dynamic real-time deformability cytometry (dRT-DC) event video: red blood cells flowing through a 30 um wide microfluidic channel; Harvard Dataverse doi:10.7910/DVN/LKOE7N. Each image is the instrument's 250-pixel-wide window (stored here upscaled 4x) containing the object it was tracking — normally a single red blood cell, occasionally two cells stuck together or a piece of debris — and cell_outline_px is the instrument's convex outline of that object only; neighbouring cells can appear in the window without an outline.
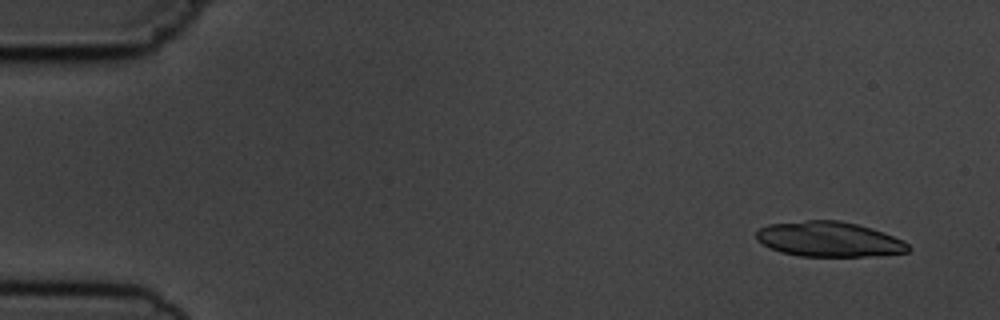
{"species": "common noctule bat (a hibernating species)", "species_latin": "Nyctalus noctula", "temperature_condition": "cold", "stored_images_in_passage": 5, "camera_frame_rate_fps": 3000, "um_per_image_px": 0.085, "animal": {"sex": "male", "body_mass_g": 19.5, "forearm_length_mm": 54.6}, "frame": {"image": 1, "passage_image": 2, "time_ms": 1.0, "image_size_px": [1000, 320], "cell_outline_px": [[912, 248], [908, 252], [864, 256], [800, 256], [780, 252], [768, 248], [756, 240], [756, 232], [760, 228], [768, 224], [808, 220], [840, 220], [872, 228], [884, 232], [908, 244]], "centroid_in_image_um": [70.42, 20.33], "position_along_channel_um": 14.6, "area_um2": 31.04}}